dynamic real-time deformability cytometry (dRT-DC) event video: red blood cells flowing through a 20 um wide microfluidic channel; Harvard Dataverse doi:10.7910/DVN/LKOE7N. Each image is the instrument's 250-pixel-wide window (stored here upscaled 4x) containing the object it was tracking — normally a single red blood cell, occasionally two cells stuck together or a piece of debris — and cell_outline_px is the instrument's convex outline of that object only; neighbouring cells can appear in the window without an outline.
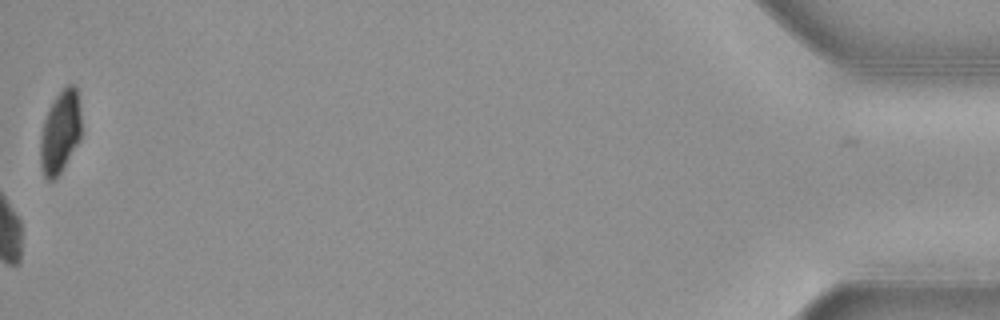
{"species": "common noctule bat (a hibernating species)", "species_latin": "Nyctalus noctula", "temperature_condition": "cold", "stored_images_in_passage": 57, "camera_frame_rate_fps": 3000, "um_per_image_px": 0.085, "animal": {"sex": "female", "body_mass_g": 19.3, "forearm_length_mm": 54.1}, "frame": {"image": 1, "passage_image": 57, "time_ms": 18.667, "image_size_px": [1000, 320], "cell_outline_px": [[80, 140], [60, 172], [52, 180], [48, 180], [44, 176], [40, 164], [40, 136], [44, 120], [48, 108], [52, 100], [68, 84], [72, 84], [76, 88], [80, 108]], "centroid_in_image_um": [5.1, 11.21], "position_along_channel_um": 430.1, "area_um2": 19.59}, "authors_computed_cell_mechanics": {"area_um2": 22.9466, "velocity_mm_per_s": 3.6243, "shape_relaxation_time_tau1_ms": 5.3592, "shape_relaxation_time_tau2_ms": null, "deformation_change_tau1": 0.1445, "deformation_change_tau2": null}}